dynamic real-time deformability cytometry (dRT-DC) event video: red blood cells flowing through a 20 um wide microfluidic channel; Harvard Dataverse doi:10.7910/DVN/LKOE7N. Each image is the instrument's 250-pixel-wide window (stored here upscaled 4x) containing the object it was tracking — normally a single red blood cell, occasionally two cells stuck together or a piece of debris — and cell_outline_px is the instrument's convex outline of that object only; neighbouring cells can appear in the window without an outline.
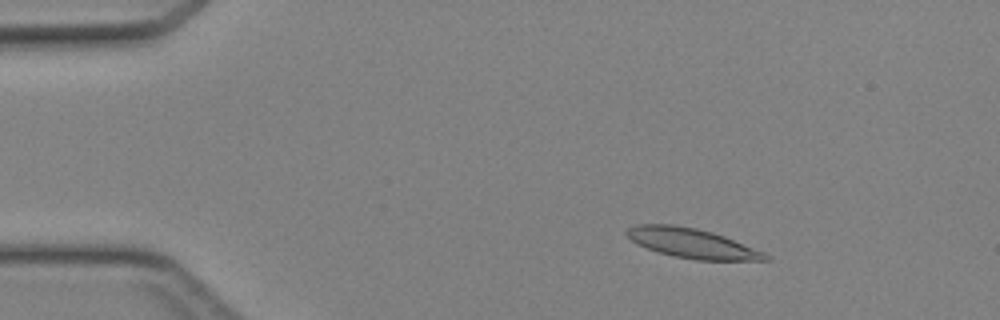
{"species": "Egyptian fruit bat (a non-hibernating species)", "species_latin": "Rousettus aegyptiacus", "temperature_condition": "cold", "stored_images_in_passage": 46, "camera_frame_rate_fps": 3000, "um_per_image_px": 0.085, "animal": {"sex": "female"}, "frame": {"image": 1, "passage_image": 7, "time_ms": 2.0, "image_size_px": [1000, 320], "cell_outline_px": [[772, 260], [696, 260], [656, 252], [636, 244], [624, 232], [628, 228], [636, 224], [672, 224], [696, 228], [712, 232], [724, 236], [764, 252], [772, 256]], "centroid_in_image_um": [58.81, 20.67], "position_along_channel_um": 26.2, "area_um2": 23.99}}
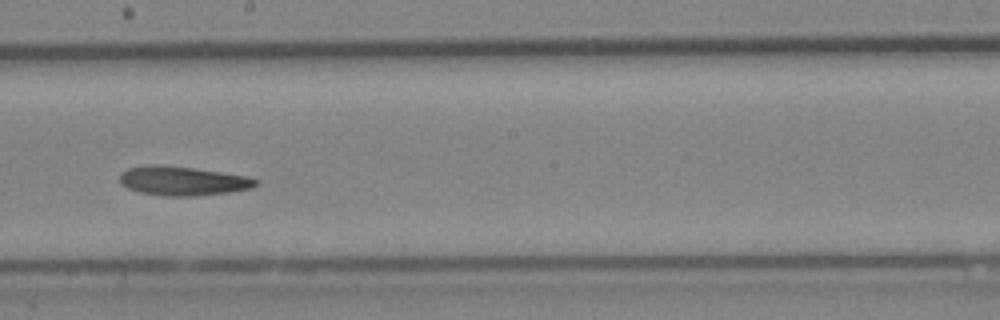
{"frame": {"image": 2, "passage_image": 26, "time_ms": 8.333, "image_size_px": [1000, 320], "cell_outline_px": [[260, 180], [252, 188], [228, 192], [196, 196], [164, 196], [140, 192], [128, 188], [120, 180], [120, 172], [128, 168], [148, 164], [156, 164], [192, 168], [248, 176]], "centroid_in_image_um": [15.53, 15.37], "position_along_channel_um": 232.7, "area_um2": 23.0}}
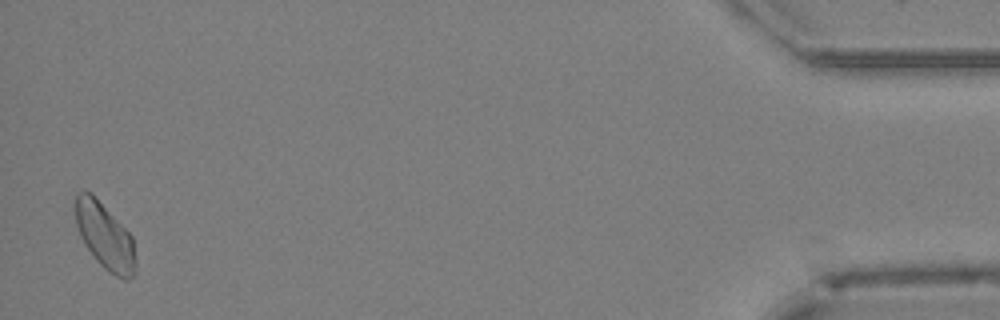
{"frame": {"image": 3, "passage_image": 45, "time_ms": 14.667, "image_size_px": [1000, 320], "cell_outline_px": [[136, 272], [128, 280], [124, 280], [108, 272], [96, 260], [84, 244], [80, 236], [76, 224], [76, 192], [92, 192], [132, 236], [136, 260]], "centroid_in_image_um": [8.93, 20.1], "position_along_channel_um": 426.3, "area_um2": 23.24}}